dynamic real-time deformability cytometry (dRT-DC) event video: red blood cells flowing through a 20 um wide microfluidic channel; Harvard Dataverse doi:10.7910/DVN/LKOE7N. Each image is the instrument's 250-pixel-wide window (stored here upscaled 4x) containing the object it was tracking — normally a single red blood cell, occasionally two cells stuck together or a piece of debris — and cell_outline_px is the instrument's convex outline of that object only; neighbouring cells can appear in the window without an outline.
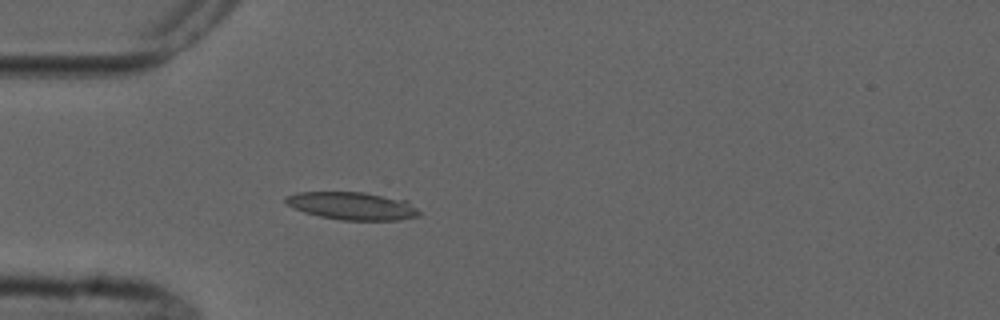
{"species": "common noctule bat (a hibernating species)", "species_latin": "Nyctalus noctula", "temperature_condition": "cold", "stored_images_in_passage": 5, "camera_frame_rate_fps": 3000, "um_per_image_px": 0.085, "animal": {"sex": "male", "forearm_length_mm": 52.5}, "frame": {"image": 1, "passage_image": 5, "time_ms": 4.667, "image_size_px": [1000, 320], "cell_outline_px": [[420, 216], [400, 220], [340, 220], [320, 216], [304, 212], [288, 204], [284, 200], [284, 196], [296, 192], [364, 192], [408, 200], [420, 212]], "centroid_in_image_um": [29.97, 17.5], "position_along_channel_um": 55.0, "area_um2": 21.68}}